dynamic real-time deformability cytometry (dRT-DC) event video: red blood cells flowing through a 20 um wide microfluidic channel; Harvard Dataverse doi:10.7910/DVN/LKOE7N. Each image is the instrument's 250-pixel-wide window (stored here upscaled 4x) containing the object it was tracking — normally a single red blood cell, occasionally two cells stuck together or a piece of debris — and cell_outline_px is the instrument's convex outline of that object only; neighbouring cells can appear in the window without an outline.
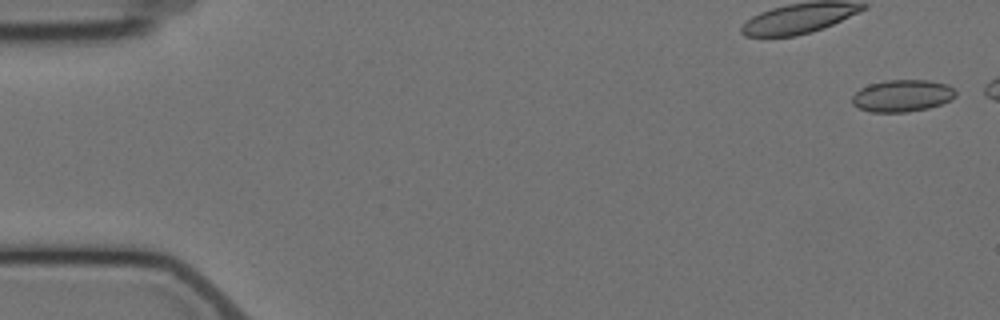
{"species": "Egyptian fruit bat (a non-hibernating species)", "species_latin": "Rousettus aegyptiacus", "temperature_condition": "cold", "stored_images_in_passage": 7, "camera_frame_rate_fps": 3000, "um_per_image_px": 0.085, "animal": {"sex": "female"}, "frame": {"image": 1, "passage_image": 1, "time_ms": 0.0, "image_size_px": [1000, 320], "cell_outline_px": [[956, 96], [952, 100], [928, 108], [908, 112], [872, 112], [860, 108], [852, 104], [852, 96], [860, 88], [868, 84], [884, 80], [928, 80], [948, 84], [956, 92]], "centroid_in_image_um": [76.7, 8.13], "position_along_channel_um": 8.3, "area_um2": 19.42}}
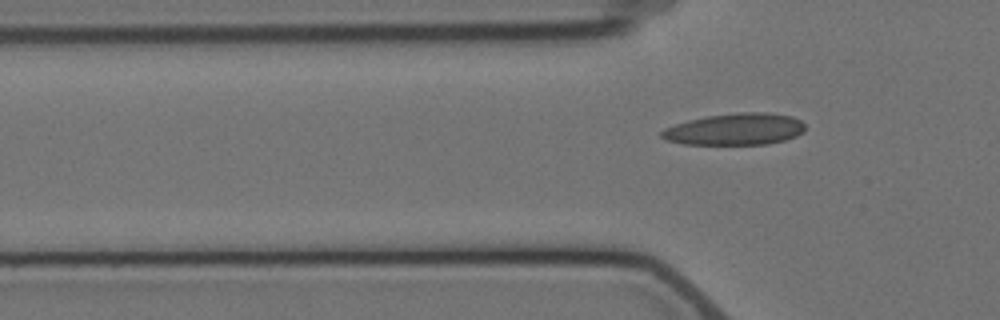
{"frame": {"image": 2, "passage_image": 6, "time_ms": 7.667, "image_size_px": [1000, 320], "cell_outline_px": [[804, 132], [796, 136], [784, 140], [768, 144], [684, 144], [668, 140], [660, 136], [660, 132], [664, 128], [688, 120], [708, 116], [736, 112], [768, 112], [792, 116], [800, 120], [804, 124]], "centroid_in_image_um": [62.5, 10.97], "position_along_channel_um": 63.3, "area_um2": 26.53}}
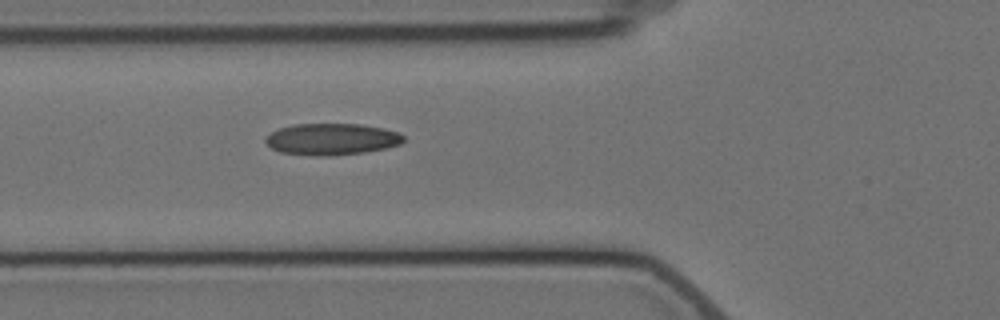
{"frame": {"image": 3, "passage_image": 7, "time_ms": 8.667, "image_size_px": [1000, 320], "cell_outline_px": [[404, 140], [400, 144], [384, 148], [364, 152], [328, 156], [320, 156], [280, 152], [272, 148], [264, 140], [272, 132], [280, 128], [292, 124], [360, 124], [384, 128], [396, 132], [404, 136]], "centroid_in_image_um": [28.19, 11.82], "position_along_channel_um": 97.6, "area_um2": 25.14}}